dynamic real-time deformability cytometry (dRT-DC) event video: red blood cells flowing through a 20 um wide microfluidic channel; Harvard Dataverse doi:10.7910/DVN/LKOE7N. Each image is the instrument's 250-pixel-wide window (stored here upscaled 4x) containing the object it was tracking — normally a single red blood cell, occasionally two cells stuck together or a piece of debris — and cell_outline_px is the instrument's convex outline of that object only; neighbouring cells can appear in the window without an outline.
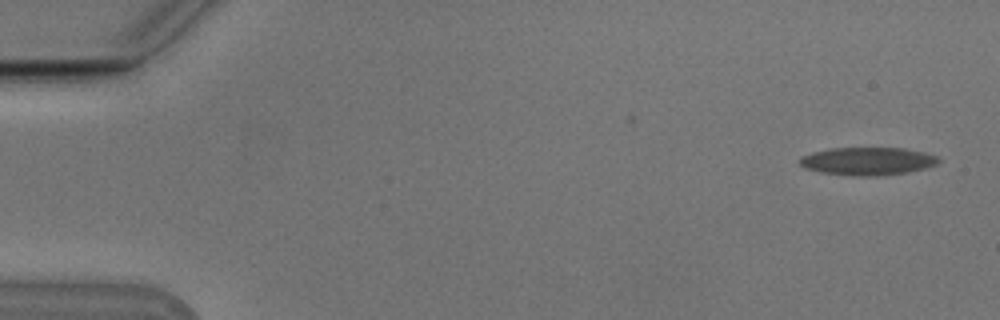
{"species": "Egyptian fruit bat (a non-hibernating species)", "species_latin": "Rousettus aegyptiacus", "temperature_condition": "cold", "stored_images_in_passage": 53, "camera_frame_rate_fps": 3000, "um_per_image_px": 0.085, "animal": {"sex": "male"}, "frame": {"image": 1, "passage_image": 1, "time_ms": 0.0, "image_size_px": [1000, 320], "cell_outline_px": [[940, 160], [936, 164], [924, 168], [908, 172], [880, 176], [852, 176], [820, 172], [804, 168], [796, 160], [800, 156], [812, 152], [832, 148], [904, 148], [924, 152], [936, 156]], "centroid_in_image_um": [73.69, 13.7], "position_along_channel_um": 11.3, "area_um2": 22.72}}
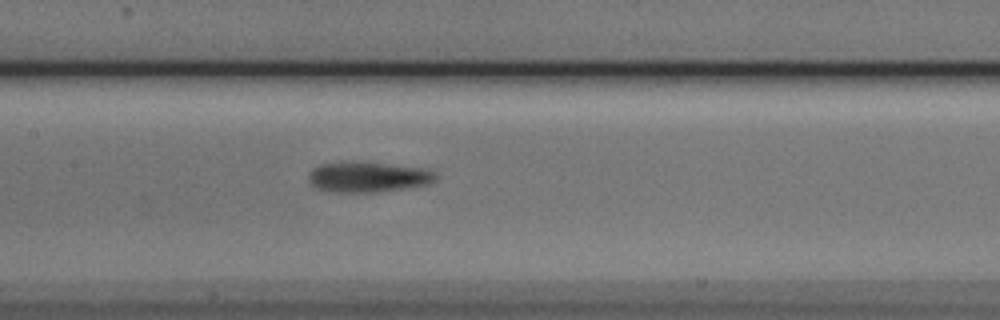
{"frame": {"image": 2, "passage_image": 25, "time_ms": 8.0, "image_size_px": [1000, 320], "cell_outline_px": [[436, 180], [428, 184], [408, 188], [380, 192], [324, 192], [312, 188], [308, 180], [308, 176], [312, 168], [320, 164], [340, 160], [356, 160], [428, 168], [436, 172]], "centroid_in_image_um": [31.23, 15.02], "position_along_channel_um": 176.2, "area_um2": 23.7}}
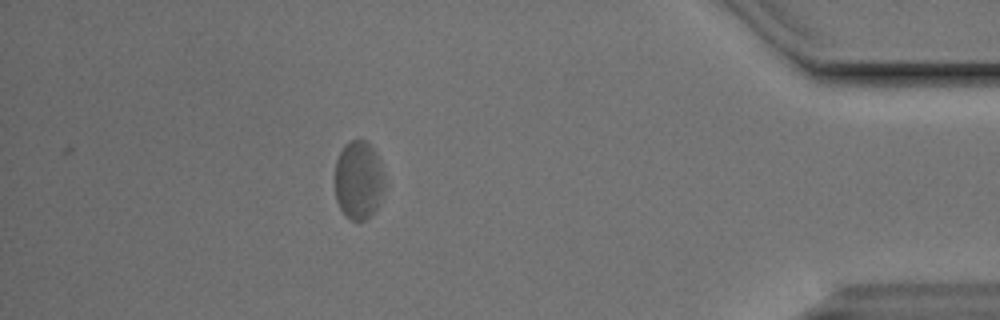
{"frame": {"image": 3, "passage_image": 47, "time_ms": 15.333, "image_size_px": [1000, 320], "cell_outline_px": [[384, 192], [376, 212], [364, 220], [352, 220], [340, 208], [336, 200], [336, 160], [344, 144], [352, 140], [364, 140], [376, 152], [380, 160], [384, 172]], "centroid_in_image_um": [30.52, 15.31], "position_along_channel_um": 404.7, "area_um2": 22.83}, "authors_computed_cell_mechanics": {"area_um2": 22.9466, "velocity_mm_per_s": 3.7364, "shape_relaxation_time_tau1_ms": 4.6155, "shape_relaxation_time_tau2_ms": 4.0096, "deformation_change_tau1": 0.1177, "deformation_change_tau2": 0.1134}}